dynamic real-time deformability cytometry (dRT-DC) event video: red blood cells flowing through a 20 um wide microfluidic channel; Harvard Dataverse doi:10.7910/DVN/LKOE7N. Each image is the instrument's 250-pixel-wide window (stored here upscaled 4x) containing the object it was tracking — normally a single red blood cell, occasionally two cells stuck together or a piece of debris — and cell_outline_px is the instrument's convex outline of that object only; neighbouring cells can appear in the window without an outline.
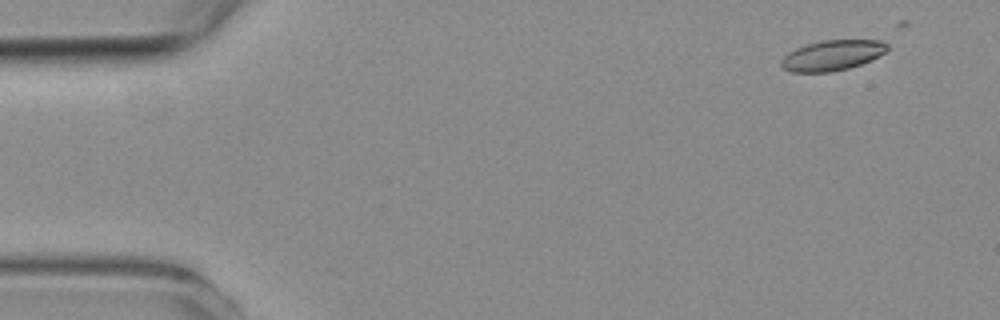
{"species": "common noctule bat (a hibernating species)", "species_latin": "Nyctalus noctula", "temperature_condition": "room temperature", "stored_images_in_passage": 14, "camera_frame_rate_fps": 3000, "um_per_image_px": 0.085, "animal": {"sex": "female", "body_mass_g": 19.3, "forearm_length_mm": 54.1}, "frame": {"image": 1, "passage_image": 3, "time_ms": 0.667, "image_size_px": [1000, 320], "cell_outline_px": [[888, 48], [884, 52], [872, 60], [848, 68], [832, 72], [792, 72], [784, 68], [780, 64], [780, 60], [788, 52], [796, 48], [808, 44], [824, 40], [880, 40], [888, 44]], "centroid_in_image_um": [70.73, 4.7], "position_along_channel_um": 14.3, "area_um2": 18.67}}